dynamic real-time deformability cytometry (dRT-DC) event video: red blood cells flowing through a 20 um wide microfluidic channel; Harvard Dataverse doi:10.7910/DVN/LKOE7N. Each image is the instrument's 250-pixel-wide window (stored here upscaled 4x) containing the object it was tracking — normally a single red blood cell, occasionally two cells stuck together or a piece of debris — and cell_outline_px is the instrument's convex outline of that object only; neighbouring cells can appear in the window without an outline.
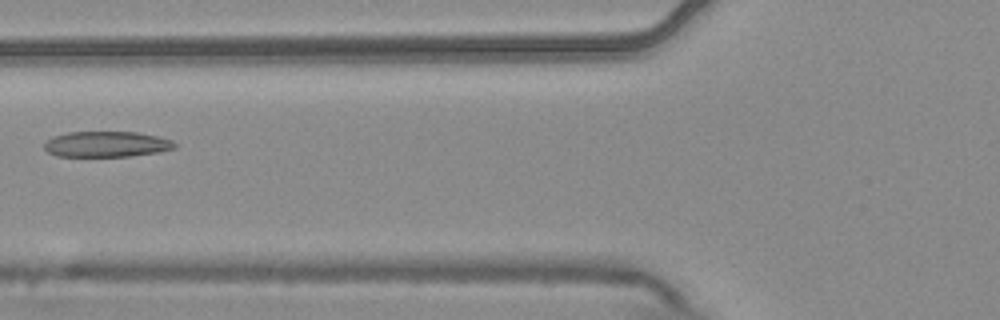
{"species": "common noctule bat (a hibernating species)", "species_latin": "Nyctalus noctula", "temperature_condition": "warm", "stored_images_in_passage": 3, "camera_frame_rate_fps": 3000, "um_per_image_px": 0.085, "animal": {"sex": "male", "body_mass_g": 20.4}, "frame": {"image": 1, "passage_image": 2, "time_ms": 0.333, "image_size_px": [1000, 320], "cell_outline_px": [[176, 148], [160, 152], [128, 156], [56, 156], [48, 152], [44, 148], [44, 144], [52, 136], [68, 132], [136, 132], [156, 136], [172, 140], [176, 144]], "centroid_in_image_um": [9.05, 12.25], "position_along_channel_um": 116.7, "area_um2": 19.48}}
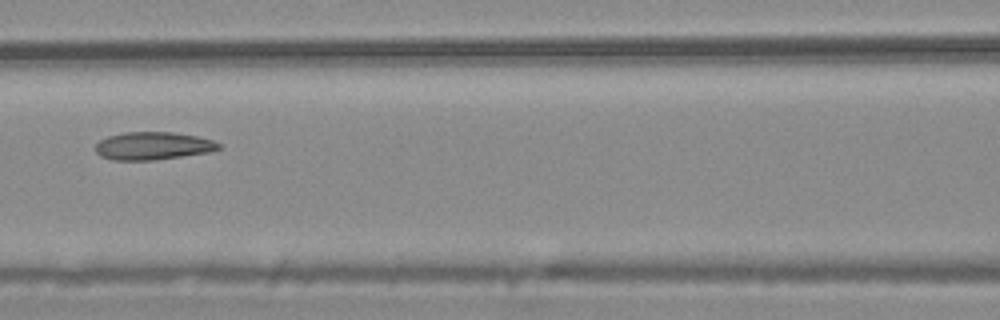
{"frame": {"image": 2, "passage_image": 3, "time_ms": 0.667, "image_size_px": [1000, 320], "cell_outline_px": [[224, 144], [220, 148], [208, 152], [156, 160], [112, 160], [100, 156], [96, 152], [96, 144], [100, 140], [108, 136], [124, 132], [172, 132], [196, 136], [212, 140]], "centroid_in_image_um": [13.0, 12.4], "position_along_channel_um": 153.6, "area_um2": 20.0}}